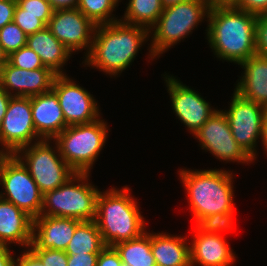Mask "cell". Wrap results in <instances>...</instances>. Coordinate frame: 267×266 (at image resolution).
I'll list each match as a JSON object with an SVG mask.
<instances>
[{
  "instance_id": "obj_1",
  "label": "cell",
  "mask_w": 267,
  "mask_h": 266,
  "mask_svg": "<svg viewBox=\"0 0 267 266\" xmlns=\"http://www.w3.org/2000/svg\"><path fill=\"white\" fill-rule=\"evenodd\" d=\"M257 19L232 5L210 7L205 33L213 54L238 65L256 54Z\"/></svg>"
},
{
  "instance_id": "obj_2",
  "label": "cell",
  "mask_w": 267,
  "mask_h": 266,
  "mask_svg": "<svg viewBox=\"0 0 267 266\" xmlns=\"http://www.w3.org/2000/svg\"><path fill=\"white\" fill-rule=\"evenodd\" d=\"M149 34L145 27L120 20L97 25L90 51L82 64L116 78L135 60L140 47L150 39Z\"/></svg>"
},
{
  "instance_id": "obj_3",
  "label": "cell",
  "mask_w": 267,
  "mask_h": 266,
  "mask_svg": "<svg viewBox=\"0 0 267 266\" xmlns=\"http://www.w3.org/2000/svg\"><path fill=\"white\" fill-rule=\"evenodd\" d=\"M180 170L177 172L187 191L194 225L209 215L235 211L233 171L224 168Z\"/></svg>"
},
{
  "instance_id": "obj_4",
  "label": "cell",
  "mask_w": 267,
  "mask_h": 266,
  "mask_svg": "<svg viewBox=\"0 0 267 266\" xmlns=\"http://www.w3.org/2000/svg\"><path fill=\"white\" fill-rule=\"evenodd\" d=\"M127 186L101 191L95 221L106 246L132 240L146 232L145 218Z\"/></svg>"
},
{
  "instance_id": "obj_5",
  "label": "cell",
  "mask_w": 267,
  "mask_h": 266,
  "mask_svg": "<svg viewBox=\"0 0 267 266\" xmlns=\"http://www.w3.org/2000/svg\"><path fill=\"white\" fill-rule=\"evenodd\" d=\"M209 9L203 0H188L164 8L158 21L149 30L152 42L148 44V58L153 60L156 56L160 57L183 38H187L199 23L208 18Z\"/></svg>"
},
{
  "instance_id": "obj_6",
  "label": "cell",
  "mask_w": 267,
  "mask_h": 266,
  "mask_svg": "<svg viewBox=\"0 0 267 266\" xmlns=\"http://www.w3.org/2000/svg\"><path fill=\"white\" fill-rule=\"evenodd\" d=\"M90 173H75L57 189L43 195L40 215L92 221L96 218L97 198L101 192L89 183Z\"/></svg>"
},
{
  "instance_id": "obj_7",
  "label": "cell",
  "mask_w": 267,
  "mask_h": 266,
  "mask_svg": "<svg viewBox=\"0 0 267 266\" xmlns=\"http://www.w3.org/2000/svg\"><path fill=\"white\" fill-rule=\"evenodd\" d=\"M107 122L99 118L89 124L67 126L53 142L76 173H90L108 138Z\"/></svg>"
},
{
  "instance_id": "obj_8",
  "label": "cell",
  "mask_w": 267,
  "mask_h": 266,
  "mask_svg": "<svg viewBox=\"0 0 267 266\" xmlns=\"http://www.w3.org/2000/svg\"><path fill=\"white\" fill-rule=\"evenodd\" d=\"M51 141L43 139L14 154L28 169L43 195L57 189L76 173L60 155L57 144L50 145Z\"/></svg>"
},
{
  "instance_id": "obj_9",
  "label": "cell",
  "mask_w": 267,
  "mask_h": 266,
  "mask_svg": "<svg viewBox=\"0 0 267 266\" xmlns=\"http://www.w3.org/2000/svg\"><path fill=\"white\" fill-rule=\"evenodd\" d=\"M0 198L11 202L33 219L40 216L43 194L28 169L15 155L0 156Z\"/></svg>"
},
{
  "instance_id": "obj_10",
  "label": "cell",
  "mask_w": 267,
  "mask_h": 266,
  "mask_svg": "<svg viewBox=\"0 0 267 266\" xmlns=\"http://www.w3.org/2000/svg\"><path fill=\"white\" fill-rule=\"evenodd\" d=\"M41 140L33 123L30 97L12 96L0 127L1 155H14Z\"/></svg>"
},
{
  "instance_id": "obj_11",
  "label": "cell",
  "mask_w": 267,
  "mask_h": 266,
  "mask_svg": "<svg viewBox=\"0 0 267 266\" xmlns=\"http://www.w3.org/2000/svg\"><path fill=\"white\" fill-rule=\"evenodd\" d=\"M229 103V109L222 111L228 120L233 138L255 160L265 107L243 98L235 91Z\"/></svg>"
},
{
  "instance_id": "obj_12",
  "label": "cell",
  "mask_w": 267,
  "mask_h": 266,
  "mask_svg": "<svg viewBox=\"0 0 267 266\" xmlns=\"http://www.w3.org/2000/svg\"><path fill=\"white\" fill-rule=\"evenodd\" d=\"M202 150L209 151L222 162L250 164L254 160L233 138L228 120L222 110H217L194 134Z\"/></svg>"
},
{
  "instance_id": "obj_13",
  "label": "cell",
  "mask_w": 267,
  "mask_h": 266,
  "mask_svg": "<svg viewBox=\"0 0 267 266\" xmlns=\"http://www.w3.org/2000/svg\"><path fill=\"white\" fill-rule=\"evenodd\" d=\"M52 91L57 95L68 126L89 124L101 118L95 97L66 74L55 77Z\"/></svg>"
},
{
  "instance_id": "obj_14",
  "label": "cell",
  "mask_w": 267,
  "mask_h": 266,
  "mask_svg": "<svg viewBox=\"0 0 267 266\" xmlns=\"http://www.w3.org/2000/svg\"><path fill=\"white\" fill-rule=\"evenodd\" d=\"M163 76L173 112L193 135L218 109L178 78L167 73Z\"/></svg>"
},
{
  "instance_id": "obj_15",
  "label": "cell",
  "mask_w": 267,
  "mask_h": 266,
  "mask_svg": "<svg viewBox=\"0 0 267 266\" xmlns=\"http://www.w3.org/2000/svg\"><path fill=\"white\" fill-rule=\"evenodd\" d=\"M47 27L72 54L85 49L86 56L97 25L79 9L69 8L54 10Z\"/></svg>"
},
{
  "instance_id": "obj_16",
  "label": "cell",
  "mask_w": 267,
  "mask_h": 266,
  "mask_svg": "<svg viewBox=\"0 0 267 266\" xmlns=\"http://www.w3.org/2000/svg\"><path fill=\"white\" fill-rule=\"evenodd\" d=\"M56 76L48 67L26 70L7 62L0 71V87L11 96L33 97L51 91Z\"/></svg>"
},
{
  "instance_id": "obj_17",
  "label": "cell",
  "mask_w": 267,
  "mask_h": 266,
  "mask_svg": "<svg viewBox=\"0 0 267 266\" xmlns=\"http://www.w3.org/2000/svg\"><path fill=\"white\" fill-rule=\"evenodd\" d=\"M190 245L191 266H233L236 254L223 234L207 233L194 227Z\"/></svg>"
},
{
  "instance_id": "obj_18",
  "label": "cell",
  "mask_w": 267,
  "mask_h": 266,
  "mask_svg": "<svg viewBox=\"0 0 267 266\" xmlns=\"http://www.w3.org/2000/svg\"><path fill=\"white\" fill-rule=\"evenodd\" d=\"M81 222L74 218L40 215L33 221L32 242L39 249L65 251Z\"/></svg>"
},
{
  "instance_id": "obj_19",
  "label": "cell",
  "mask_w": 267,
  "mask_h": 266,
  "mask_svg": "<svg viewBox=\"0 0 267 266\" xmlns=\"http://www.w3.org/2000/svg\"><path fill=\"white\" fill-rule=\"evenodd\" d=\"M34 219L11 202L0 198V246L18 244L29 248Z\"/></svg>"
},
{
  "instance_id": "obj_20",
  "label": "cell",
  "mask_w": 267,
  "mask_h": 266,
  "mask_svg": "<svg viewBox=\"0 0 267 266\" xmlns=\"http://www.w3.org/2000/svg\"><path fill=\"white\" fill-rule=\"evenodd\" d=\"M30 99L36 133L42 139L53 140L68 126L57 95L51 90Z\"/></svg>"
},
{
  "instance_id": "obj_21",
  "label": "cell",
  "mask_w": 267,
  "mask_h": 266,
  "mask_svg": "<svg viewBox=\"0 0 267 266\" xmlns=\"http://www.w3.org/2000/svg\"><path fill=\"white\" fill-rule=\"evenodd\" d=\"M239 65L244 71L234 91L247 100L267 107V56L256 53Z\"/></svg>"
},
{
  "instance_id": "obj_22",
  "label": "cell",
  "mask_w": 267,
  "mask_h": 266,
  "mask_svg": "<svg viewBox=\"0 0 267 266\" xmlns=\"http://www.w3.org/2000/svg\"><path fill=\"white\" fill-rule=\"evenodd\" d=\"M26 45L38 54L44 67L50 68L57 75H65L62 69L71 58L72 52L51 33L47 26L27 36Z\"/></svg>"
},
{
  "instance_id": "obj_23",
  "label": "cell",
  "mask_w": 267,
  "mask_h": 266,
  "mask_svg": "<svg viewBox=\"0 0 267 266\" xmlns=\"http://www.w3.org/2000/svg\"><path fill=\"white\" fill-rule=\"evenodd\" d=\"M187 238L168 233H151V252L156 266H191Z\"/></svg>"
},
{
  "instance_id": "obj_24",
  "label": "cell",
  "mask_w": 267,
  "mask_h": 266,
  "mask_svg": "<svg viewBox=\"0 0 267 266\" xmlns=\"http://www.w3.org/2000/svg\"><path fill=\"white\" fill-rule=\"evenodd\" d=\"M146 230L140 237L122 241L113 247L119 253L122 263L128 266H156L151 252V232Z\"/></svg>"
},
{
  "instance_id": "obj_25",
  "label": "cell",
  "mask_w": 267,
  "mask_h": 266,
  "mask_svg": "<svg viewBox=\"0 0 267 266\" xmlns=\"http://www.w3.org/2000/svg\"><path fill=\"white\" fill-rule=\"evenodd\" d=\"M105 247L96 221H82L76 227L65 252L67 254L100 253Z\"/></svg>"
},
{
  "instance_id": "obj_26",
  "label": "cell",
  "mask_w": 267,
  "mask_h": 266,
  "mask_svg": "<svg viewBox=\"0 0 267 266\" xmlns=\"http://www.w3.org/2000/svg\"><path fill=\"white\" fill-rule=\"evenodd\" d=\"M126 5L125 14L119 20L149 30L158 21L164 9L161 0H129Z\"/></svg>"
},
{
  "instance_id": "obj_27",
  "label": "cell",
  "mask_w": 267,
  "mask_h": 266,
  "mask_svg": "<svg viewBox=\"0 0 267 266\" xmlns=\"http://www.w3.org/2000/svg\"><path fill=\"white\" fill-rule=\"evenodd\" d=\"M121 0H79V9L87 18L96 25L108 24L119 21L113 13ZM114 16V17H113Z\"/></svg>"
},
{
  "instance_id": "obj_28",
  "label": "cell",
  "mask_w": 267,
  "mask_h": 266,
  "mask_svg": "<svg viewBox=\"0 0 267 266\" xmlns=\"http://www.w3.org/2000/svg\"><path fill=\"white\" fill-rule=\"evenodd\" d=\"M27 35L14 22L0 29V44L8 56L26 45Z\"/></svg>"
},
{
  "instance_id": "obj_29",
  "label": "cell",
  "mask_w": 267,
  "mask_h": 266,
  "mask_svg": "<svg viewBox=\"0 0 267 266\" xmlns=\"http://www.w3.org/2000/svg\"><path fill=\"white\" fill-rule=\"evenodd\" d=\"M52 15L22 14V8L17 4L14 10L13 22L29 36L44 29Z\"/></svg>"
},
{
  "instance_id": "obj_30",
  "label": "cell",
  "mask_w": 267,
  "mask_h": 266,
  "mask_svg": "<svg viewBox=\"0 0 267 266\" xmlns=\"http://www.w3.org/2000/svg\"><path fill=\"white\" fill-rule=\"evenodd\" d=\"M234 212L216 213L203 218L197 226L204 232L221 234L229 232L234 225Z\"/></svg>"
},
{
  "instance_id": "obj_31",
  "label": "cell",
  "mask_w": 267,
  "mask_h": 266,
  "mask_svg": "<svg viewBox=\"0 0 267 266\" xmlns=\"http://www.w3.org/2000/svg\"><path fill=\"white\" fill-rule=\"evenodd\" d=\"M8 62L14 67L26 70L44 68V65L42 64L38 54L27 45L12 52L8 56Z\"/></svg>"
},
{
  "instance_id": "obj_32",
  "label": "cell",
  "mask_w": 267,
  "mask_h": 266,
  "mask_svg": "<svg viewBox=\"0 0 267 266\" xmlns=\"http://www.w3.org/2000/svg\"><path fill=\"white\" fill-rule=\"evenodd\" d=\"M29 249L45 266H67L68 254L64 250L39 249L33 242Z\"/></svg>"
},
{
  "instance_id": "obj_33",
  "label": "cell",
  "mask_w": 267,
  "mask_h": 266,
  "mask_svg": "<svg viewBox=\"0 0 267 266\" xmlns=\"http://www.w3.org/2000/svg\"><path fill=\"white\" fill-rule=\"evenodd\" d=\"M22 14L52 15L53 8L48 0H17Z\"/></svg>"
},
{
  "instance_id": "obj_34",
  "label": "cell",
  "mask_w": 267,
  "mask_h": 266,
  "mask_svg": "<svg viewBox=\"0 0 267 266\" xmlns=\"http://www.w3.org/2000/svg\"><path fill=\"white\" fill-rule=\"evenodd\" d=\"M257 53L267 56V14L258 16L256 25Z\"/></svg>"
},
{
  "instance_id": "obj_35",
  "label": "cell",
  "mask_w": 267,
  "mask_h": 266,
  "mask_svg": "<svg viewBox=\"0 0 267 266\" xmlns=\"http://www.w3.org/2000/svg\"><path fill=\"white\" fill-rule=\"evenodd\" d=\"M232 6L257 16L267 14V0H234Z\"/></svg>"
},
{
  "instance_id": "obj_36",
  "label": "cell",
  "mask_w": 267,
  "mask_h": 266,
  "mask_svg": "<svg viewBox=\"0 0 267 266\" xmlns=\"http://www.w3.org/2000/svg\"><path fill=\"white\" fill-rule=\"evenodd\" d=\"M119 253L113 246H106L98 255L96 266H121Z\"/></svg>"
},
{
  "instance_id": "obj_37",
  "label": "cell",
  "mask_w": 267,
  "mask_h": 266,
  "mask_svg": "<svg viewBox=\"0 0 267 266\" xmlns=\"http://www.w3.org/2000/svg\"><path fill=\"white\" fill-rule=\"evenodd\" d=\"M99 253L68 254L67 266H96Z\"/></svg>"
},
{
  "instance_id": "obj_38",
  "label": "cell",
  "mask_w": 267,
  "mask_h": 266,
  "mask_svg": "<svg viewBox=\"0 0 267 266\" xmlns=\"http://www.w3.org/2000/svg\"><path fill=\"white\" fill-rule=\"evenodd\" d=\"M17 2L0 0V29L13 22L14 10Z\"/></svg>"
},
{
  "instance_id": "obj_39",
  "label": "cell",
  "mask_w": 267,
  "mask_h": 266,
  "mask_svg": "<svg viewBox=\"0 0 267 266\" xmlns=\"http://www.w3.org/2000/svg\"><path fill=\"white\" fill-rule=\"evenodd\" d=\"M22 250L17 257L16 266H45L29 248Z\"/></svg>"
},
{
  "instance_id": "obj_40",
  "label": "cell",
  "mask_w": 267,
  "mask_h": 266,
  "mask_svg": "<svg viewBox=\"0 0 267 266\" xmlns=\"http://www.w3.org/2000/svg\"><path fill=\"white\" fill-rule=\"evenodd\" d=\"M11 252L9 247L0 246V266H16L17 259Z\"/></svg>"
},
{
  "instance_id": "obj_41",
  "label": "cell",
  "mask_w": 267,
  "mask_h": 266,
  "mask_svg": "<svg viewBox=\"0 0 267 266\" xmlns=\"http://www.w3.org/2000/svg\"><path fill=\"white\" fill-rule=\"evenodd\" d=\"M53 10L77 8L79 0H48Z\"/></svg>"
},
{
  "instance_id": "obj_42",
  "label": "cell",
  "mask_w": 267,
  "mask_h": 266,
  "mask_svg": "<svg viewBox=\"0 0 267 266\" xmlns=\"http://www.w3.org/2000/svg\"><path fill=\"white\" fill-rule=\"evenodd\" d=\"M11 97V95H9L0 87V127L2 125L3 117L5 116Z\"/></svg>"
},
{
  "instance_id": "obj_43",
  "label": "cell",
  "mask_w": 267,
  "mask_h": 266,
  "mask_svg": "<svg viewBox=\"0 0 267 266\" xmlns=\"http://www.w3.org/2000/svg\"><path fill=\"white\" fill-rule=\"evenodd\" d=\"M261 142L263 144V149L267 153V107L264 109V117H263V124H262V130H261Z\"/></svg>"
},
{
  "instance_id": "obj_44",
  "label": "cell",
  "mask_w": 267,
  "mask_h": 266,
  "mask_svg": "<svg viewBox=\"0 0 267 266\" xmlns=\"http://www.w3.org/2000/svg\"><path fill=\"white\" fill-rule=\"evenodd\" d=\"M209 7L232 5L234 0H203Z\"/></svg>"
},
{
  "instance_id": "obj_45",
  "label": "cell",
  "mask_w": 267,
  "mask_h": 266,
  "mask_svg": "<svg viewBox=\"0 0 267 266\" xmlns=\"http://www.w3.org/2000/svg\"><path fill=\"white\" fill-rule=\"evenodd\" d=\"M7 62L8 54L4 51L3 46L0 44V71Z\"/></svg>"
},
{
  "instance_id": "obj_46",
  "label": "cell",
  "mask_w": 267,
  "mask_h": 266,
  "mask_svg": "<svg viewBox=\"0 0 267 266\" xmlns=\"http://www.w3.org/2000/svg\"><path fill=\"white\" fill-rule=\"evenodd\" d=\"M188 0H161L163 8L176 5L178 3H182Z\"/></svg>"
},
{
  "instance_id": "obj_47",
  "label": "cell",
  "mask_w": 267,
  "mask_h": 266,
  "mask_svg": "<svg viewBox=\"0 0 267 266\" xmlns=\"http://www.w3.org/2000/svg\"><path fill=\"white\" fill-rule=\"evenodd\" d=\"M6 1L17 2V0H6Z\"/></svg>"
}]
</instances>
